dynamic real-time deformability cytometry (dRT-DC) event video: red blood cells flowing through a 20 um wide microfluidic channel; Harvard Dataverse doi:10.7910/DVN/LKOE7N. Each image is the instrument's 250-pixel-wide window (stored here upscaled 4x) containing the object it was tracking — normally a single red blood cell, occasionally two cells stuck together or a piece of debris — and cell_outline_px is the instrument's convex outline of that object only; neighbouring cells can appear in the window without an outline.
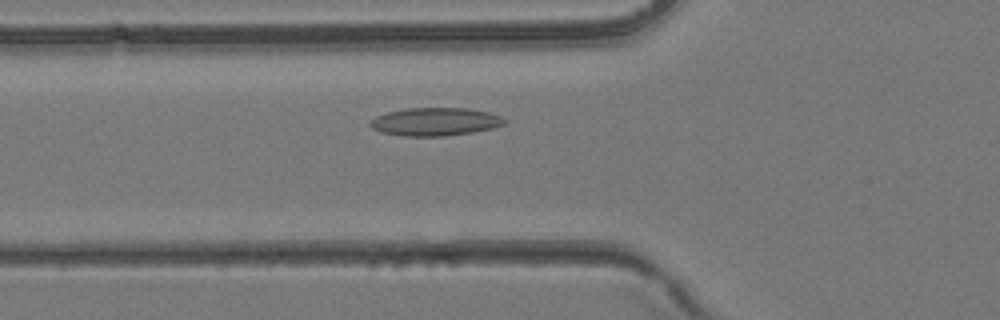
{"species": "common noctule bat (a hibernating species)", "species_latin": "Nyctalus noctula", "temperature_condition": "room temperature", "stored_images_in_passage": 29, "camera_frame_rate_fps": 3000, "um_per_image_px": 0.085, "animal": {"sex": "female", "body_mass_g": 24.6, "forearm_length_mm": 56.2}, "frame": {"image": 1, "passage_image": 3, "time_ms": 0.667, "image_size_px": [1000, 320], "cell_outline_px": [[508, 120], [504, 124], [492, 128], [472, 132], [444, 136], [400, 136], [380, 132], [372, 128], [368, 124], [368, 120], [384, 112], [408, 108], [468, 108], [488, 112], [500, 116]], "centroid_in_image_um": [36.93, 10.34], "position_along_channel_um": 88.9, "area_um2": 22.2}}
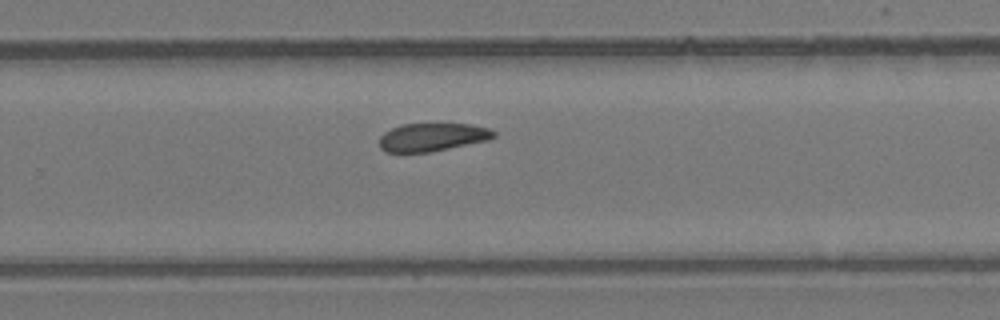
{"frame": {"image": 2, "passage_image": 15, "time_ms": 4.667, "image_size_px": [1000, 320], "cell_outline_px": [[496, 136], [488, 140], [432, 152], [384, 152], [380, 148], [380, 136], [384, 132], [400, 124], [472, 124], [492, 128], [496, 132]], "centroid_in_image_um": [36.78, 11.65], "position_along_channel_um": 293.0, "area_um2": 18.96}}
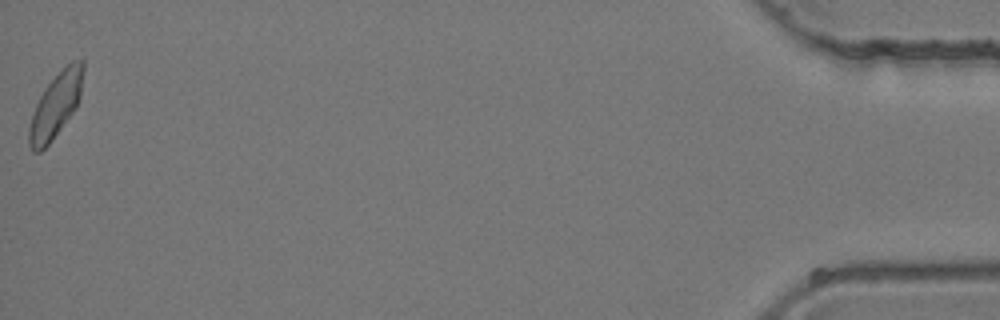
{"frame": {"image": 3, "passage_image": 29, "time_ms": 9.333, "image_size_px": [1000, 320], "cell_outline_px": [[84, 72], [80, 96], [76, 108], [52, 140], [40, 152], [32, 152], [28, 144], [28, 128], [36, 104], [44, 88], [72, 60], [84, 60]], "centroid_in_image_um": [4.74, 8.97], "position_along_channel_um": 430.5, "area_um2": 20.17}}